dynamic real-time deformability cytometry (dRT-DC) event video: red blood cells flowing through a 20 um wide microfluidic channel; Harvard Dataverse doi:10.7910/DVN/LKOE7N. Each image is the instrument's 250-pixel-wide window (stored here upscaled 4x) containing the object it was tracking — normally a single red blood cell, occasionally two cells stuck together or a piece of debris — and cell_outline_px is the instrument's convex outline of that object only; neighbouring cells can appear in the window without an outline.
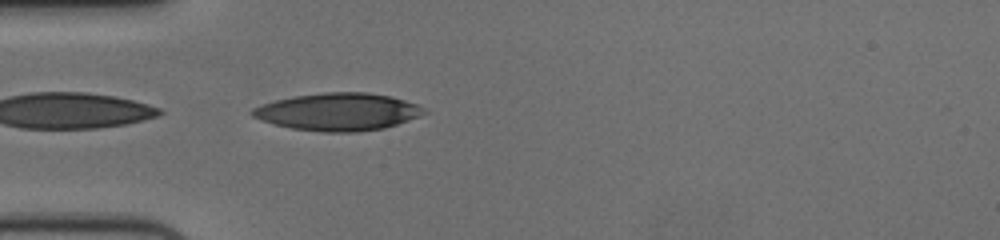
{"species": "human", "species_latin": "Homo sapiens", "temperature_condition": "cold", "stored_images_in_passage": 40, "camera_frame_rate_fps": 3000, "um_per_image_px": 0.085, "donor": {"sex": "female"}, "frame": {"image": 1, "passage_image": 1, "time_ms": 0.0, "image_size_px": [1000, 240], "cell_outline_px": [[428, 112], [420, 116], [384, 128], [356, 132], [324, 132], [292, 128], [272, 124], [260, 120], [252, 116], [248, 112], [252, 108], [260, 104], [292, 96], [324, 92], [368, 92], [388, 96], [404, 100], [416, 104], [424, 108]], "centroid_in_image_um": [28.69, 9.5], "position_along_channel_um": 56.3, "area_um2": 37.63}}
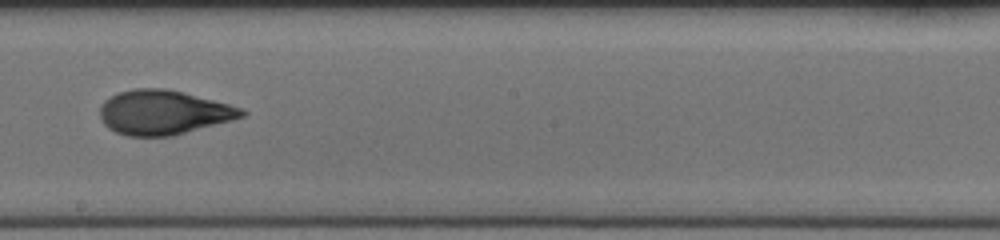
{"frame": {"image": 2, "passage_image": 16, "time_ms": 5.0, "image_size_px": [1000, 240], "cell_outline_px": [[248, 112], [244, 116], [232, 120], [172, 136], [128, 136], [116, 132], [108, 128], [104, 124], [100, 116], [100, 104], [104, 100], [120, 92], [132, 88], [168, 88], [184, 92], [244, 108]], "centroid_in_image_um": [13.9, 9.55], "position_along_channel_um": 234.3, "area_um2": 36.82}}
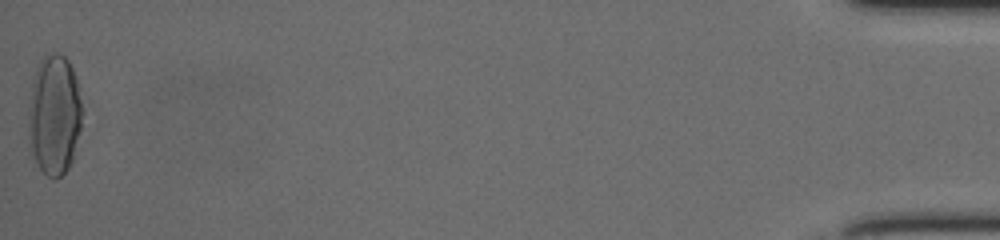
{"frame": {"image": 3, "passage_image": 40, "time_ms": 13.0, "image_size_px": [1000, 240], "cell_outline_px": [[80, 128], [72, 160], [68, 168], [60, 176], [52, 180], [40, 168], [28, 152], [28, 124], [32, 84], [36, 68], [40, 60], [44, 56], [52, 52], [56, 52], [64, 56], [68, 60], [72, 68], [76, 80], [80, 100]], "centroid_in_image_um": [4.57, 9.79], "position_along_channel_um": 430.6, "area_um2": 37.51}, "authors_computed_cell_mechanics": {"area_um2": 36.125, "velocity_mm_per_s": 3.694, "shape_relaxation_time_tau1_ms": 5.3949, "shape_relaxation_time_tau2_ms": 1.4049, "deformation_change_tau1": 0.2027, "deformation_change_tau2": 0.0778}}